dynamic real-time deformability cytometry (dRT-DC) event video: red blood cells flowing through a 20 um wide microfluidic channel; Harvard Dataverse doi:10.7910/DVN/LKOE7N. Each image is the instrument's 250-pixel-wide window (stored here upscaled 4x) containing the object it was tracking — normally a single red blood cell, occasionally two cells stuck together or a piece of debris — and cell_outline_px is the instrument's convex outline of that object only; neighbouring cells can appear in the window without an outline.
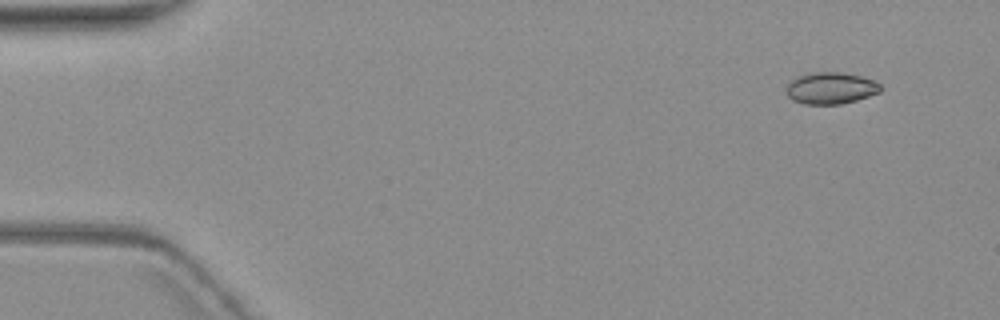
{"species": "common noctule bat (a hibernating species)", "species_latin": "Nyctalus noctula", "temperature_condition": "warm", "stored_images_in_passage": 3, "camera_frame_rate_fps": 3000, "um_per_image_px": 0.085, "animal": {"sex": "female", "body_mass_g": 19.3, "forearm_length_mm": 54.1}, "frame": {"image": 1, "passage_image": 1, "time_ms": 0.0, "image_size_px": [1000, 320], "cell_outline_px": [[884, 88], [880, 92], [856, 100], [840, 104], [804, 104], [792, 100], [788, 96], [788, 84], [792, 80], [800, 76], [812, 72], [840, 72], [860, 76], [876, 80]], "centroid_in_image_um": [70.67, 7.49], "position_along_channel_um": 14.3, "area_um2": 17.34}}